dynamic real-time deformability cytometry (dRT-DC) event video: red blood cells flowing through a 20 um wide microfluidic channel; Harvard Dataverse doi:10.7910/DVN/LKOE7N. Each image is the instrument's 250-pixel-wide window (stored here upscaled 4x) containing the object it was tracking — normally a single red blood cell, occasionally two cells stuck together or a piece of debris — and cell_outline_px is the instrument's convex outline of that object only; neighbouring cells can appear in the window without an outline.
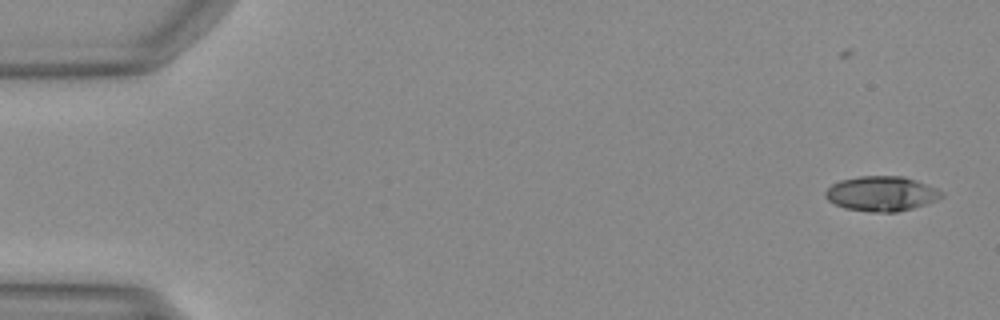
{"species": "Egyptian fruit bat (a non-hibernating species)", "species_latin": "Rousettus aegyptiacus", "temperature_condition": "warm", "stored_images_in_passage": 13, "camera_frame_rate_fps": 3000, "um_per_image_px": 0.085, "animal": {"sex": "female"}, "frame": {"image": 1, "passage_image": 1, "time_ms": 0.0, "image_size_px": [1000, 320], "cell_outline_px": [[944, 196], [928, 204], [896, 212], [872, 212], [844, 208], [828, 200], [824, 196], [824, 192], [832, 184], [840, 180], [860, 176], [904, 176], [916, 180], [936, 188], [944, 192]], "centroid_in_image_um": [74.94, 16.46], "position_along_channel_um": 10.1, "area_um2": 23.7}}
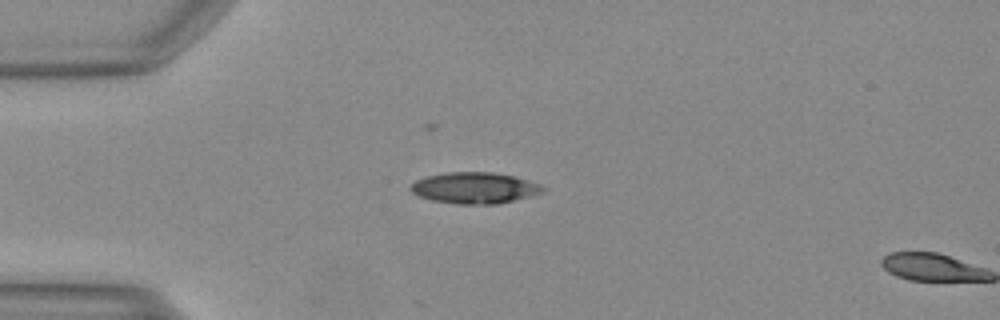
{"frame": {"image": 2, "passage_image": 12, "time_ms": 3.667, "image_size_px": [1000, 320], "cell_outline_px": [[548, 188], [544, 192], [496, 204], [460, 204], [432, 200], [420, 196], [412, 192], [408, 188], [416, 180], [428, 176], [448, 172], [492, 172], [512, 176], [544, 184]], "centroid_in_image_um": [40.38, 15.97], "position_along_channel_um": 44.6, "area_um2": 23.93}}